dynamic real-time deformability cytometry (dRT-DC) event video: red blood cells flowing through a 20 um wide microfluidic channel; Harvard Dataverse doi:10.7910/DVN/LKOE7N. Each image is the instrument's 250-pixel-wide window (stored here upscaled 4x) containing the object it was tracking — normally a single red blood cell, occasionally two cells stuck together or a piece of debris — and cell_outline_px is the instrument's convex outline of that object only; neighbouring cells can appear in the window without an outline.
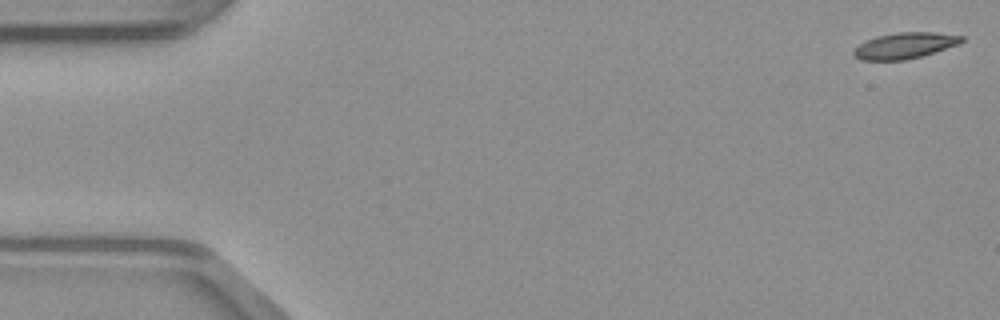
{"species": "common noctule bat (a hibernating species)", "species_latin": "Nyctalus noctula", "temperature_condition": "warm", "stored_images_in_passage": 49, "camera_frame_rate_fps": 3000, "um_per_image_px": 0.085, "animal": {"sex": "male", "body_mass_g": 23.1, "forearm_length_mm": 52.7}, "frame": {"image": 1, "passage_image": 1, "time_ms": 0.0, "image_size_px": [1000, 320], "cell_outline_px": [[964, 40], [960, 44], [920, 56], [904, 60], [860, 60], [852, 52], [860, 44], [876, 36], [900, 32], [936, 32], [964, 36]], "centroid_in_image_um": [76.94, 3.87], "position_along_channel_um": 8.1, "area_um2": 16.18}}
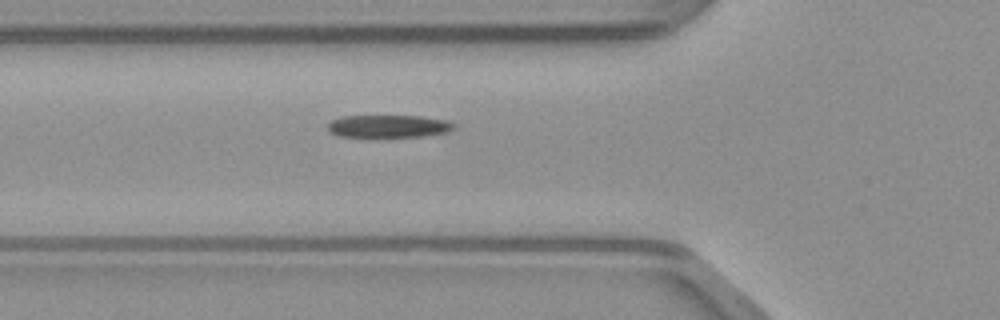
{"frame": {"image": 2, "passage_image": 17, "time_ms": 5.333, "image_size_px": [1000, 320], "cell_outline_px": [[456, 128], [448, 132], [424, 136], [340, 136], [332, 132], [328, 128], [328, 124], [332, 120], [344, 116], [420, 116], [444, 120], [452, 124]], "centroid_in_image_um": [33.04, 10.72], "position_along_channel_um": 92.8, "area_um2": 16.18}}
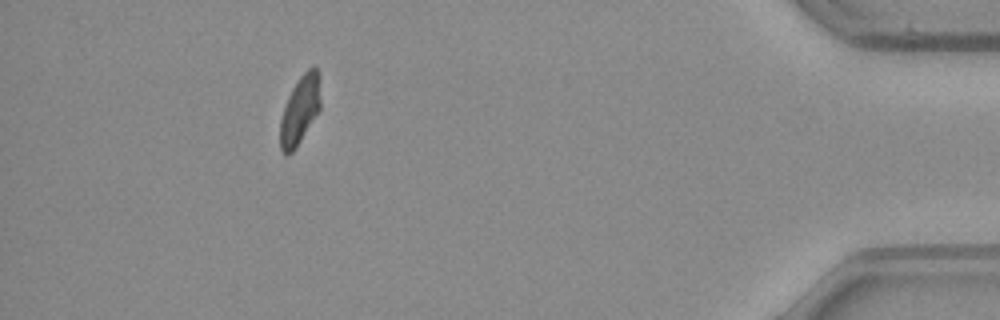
{"frame": {"image": 3, "passage_image": 44, "time_ms": 14.333, "image_size_px": [1000, 320], "cell_outline_px": [[320, 108], [296, 148], [292, 152], [284, 156], [280, 148], [280, 120], [288, 96], [292, 88], [300, 76], [312, 64], [316, 68], [320, 100]], "centroid_in_image_um": [25.46, 9.38], "position_along_channel_um": 409.7, "area_um2": 15.78}}